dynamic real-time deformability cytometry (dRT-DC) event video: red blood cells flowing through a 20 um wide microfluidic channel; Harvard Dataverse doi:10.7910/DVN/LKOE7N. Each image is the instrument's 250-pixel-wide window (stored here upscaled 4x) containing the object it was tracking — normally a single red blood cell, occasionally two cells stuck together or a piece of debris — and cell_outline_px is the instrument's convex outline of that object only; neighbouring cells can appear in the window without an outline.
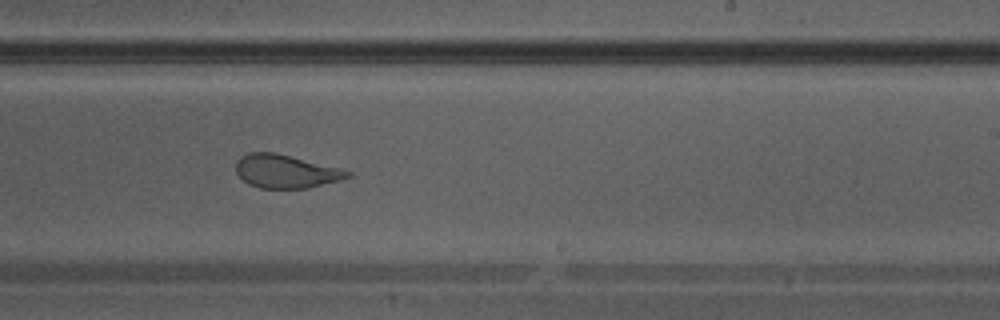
{"species": "Egyptian fruit bat (a non-hibernating species)", "species_latin": "Rousettus aegyptiacus", "temperature_condition": "warm", "stored_images_in_passage": 36, "camera_frame_rate_fps": 3000, "um_per_image_px": 0.085, "animal": {"sex": "male"}, "frame": {"image": 1, "passage_image": 21, "time_ms": 6.667, "image_size_px": [1000, 320], "cell_outline_px": [[352, 176], [340, 180], [308, 188], [260, 188], [248, 184], [236, 172], [236, 160], [240, 156], [248, 152], [276, 152], [340, 168], [352, 172]], "centroid_in_image_um": [24.28, 14.55], "position_along_channel_um": 264.7, "area_um2": 21.79}}